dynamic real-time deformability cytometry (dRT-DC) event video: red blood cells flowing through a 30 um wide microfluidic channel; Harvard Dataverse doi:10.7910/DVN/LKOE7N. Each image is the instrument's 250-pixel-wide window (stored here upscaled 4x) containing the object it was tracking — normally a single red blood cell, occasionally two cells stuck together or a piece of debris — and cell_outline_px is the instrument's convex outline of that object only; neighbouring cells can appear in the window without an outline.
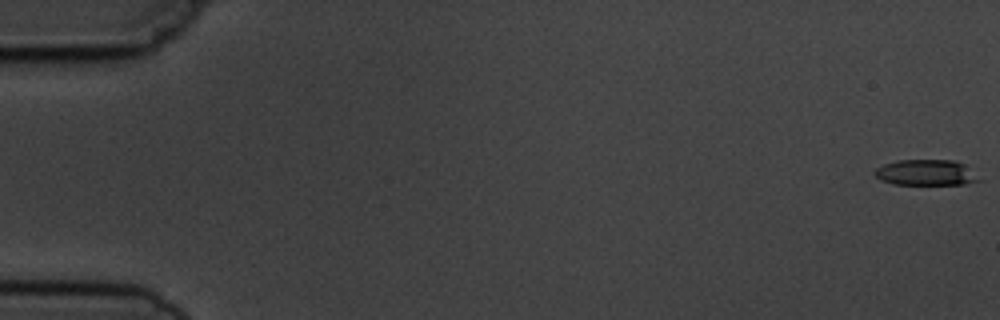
{"species": "common noctule bat (a hibernating species)", "species_latin": "Nyctalus noctula", "temperature_condition": "cold", "stored_images_in_passage": 4, "camera_frame_rate_fps": 3000, "um_per_image_px": 0.085, "animal": {"sex": "male", "body_mass_g": 19.5, "forearm_length_mm": 54.6}, "frame": {"image": 1, "passage_image": 1, "time_ms": 0.0, "image_size_px": [1000, 320], "cell_outline_px": [[984, 180], [968, 184], [892, 184], [880, 180], [872, 172], [876, 168], [884, 164], [900, 160], [952, 160], [964, 164]], "centroid_in_image_um": [78.73, 14.68], "position_along_channel_um": 6.3, "area_um2": 15.78}}